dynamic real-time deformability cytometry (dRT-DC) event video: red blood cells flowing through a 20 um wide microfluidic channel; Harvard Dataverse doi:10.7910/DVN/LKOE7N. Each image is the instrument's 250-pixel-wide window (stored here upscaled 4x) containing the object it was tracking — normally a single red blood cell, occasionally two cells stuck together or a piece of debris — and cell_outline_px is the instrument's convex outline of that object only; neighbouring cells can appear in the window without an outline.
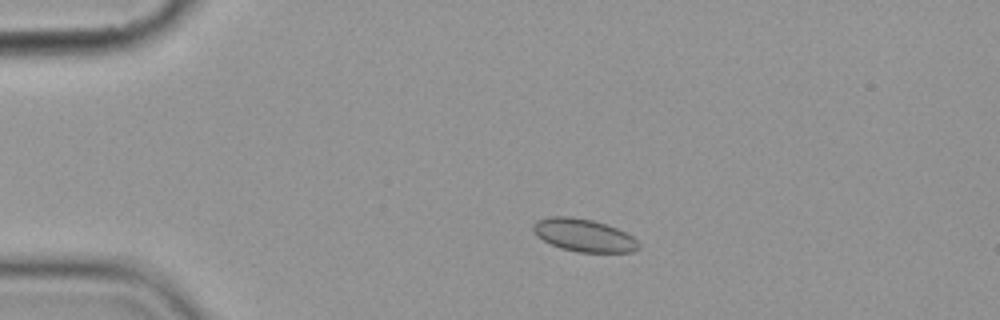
{"species": "common noctule bat (a hibernating species)", "species_latin": "Nyctalus noctula", "temperature_condition": "cold", "stored_images_in_passage": 5, "camera_frame_rate_fps": 3000, "um_per_image_px": 0.085, "animal": {"sex": "female", "body_mass_g": 19.9}, "frame": {"image": 1, "passage_image": 2, "time_ms": 1.0, "image_size_px": [1000, 320], "cell_outline_px": [[640, 248], [632, 252], [576, 252], [560, 248], [536, 236], [532, 232], [532, 224], [536, 220], [552, 216], [572, 216], [592, 220], [608, 224], [632, 236], [640, 244]], "centroid_in_image_um": [49.6, 19.99], "position_along_channel_um": 35.4, "area_um2": 20.29}}
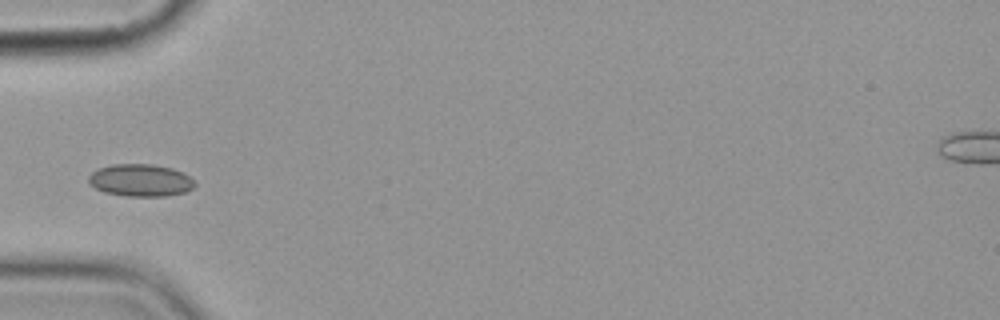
{"frame": {"image": 2, "passage_image": 4, "time_ms": 3.333, "image_size_px": [1000, 320], "cell_outline_px": [[196, 184], [192, 188], [184, 192], [168, 196], [124, 196], [104, 192], [88, 184], [88, 176], [92, 172], [100, 168], [112, 164], [152, 164], [172, 168], [184, 172]], "centroid_in_image_um": [11.93, 15.32], "position_along_channel_um": 73.1, "area_um2": 20.06}}
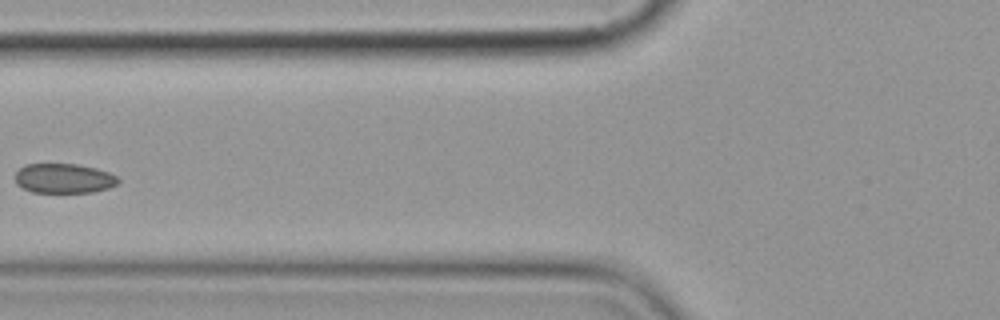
{"frame": {"image": 3, "passage_image": 5, "time_ms": 4.667, "image_size_px": [1000, 320], "cell_outline_px": [[120, 180], [116, 184], [108, 188], [92, 192], [32, 192], [16, 184], [16, 172], [24, 164], [76, 164], [96, 168], [108, 172], [116, 176]], "centroid_in_image_um": [5.42, 15.16], "position_along_channel_um": 120.4, "area_um2": 17.69}}